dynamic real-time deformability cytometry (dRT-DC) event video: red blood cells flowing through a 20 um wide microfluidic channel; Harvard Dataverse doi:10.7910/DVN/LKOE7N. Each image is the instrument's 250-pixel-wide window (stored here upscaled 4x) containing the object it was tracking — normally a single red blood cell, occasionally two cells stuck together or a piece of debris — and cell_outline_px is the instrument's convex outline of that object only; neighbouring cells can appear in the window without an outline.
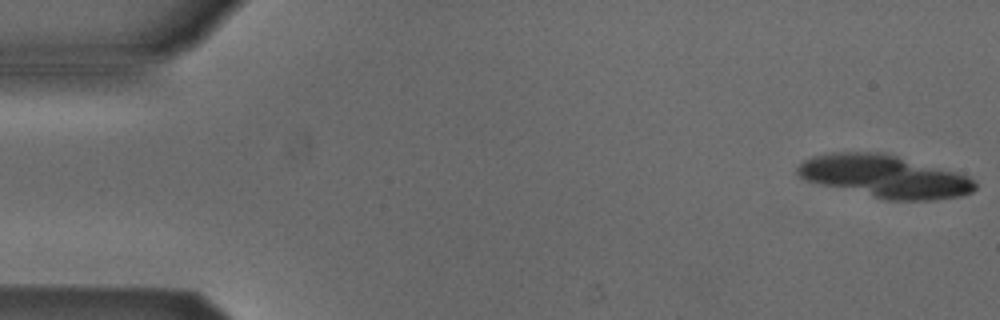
{"species": "Egyptian fruit bat (a non-hibernating species)", "species_latin": "Rousettus aegyptiacus", "temperature_condition": "cold", "stored_images_in_passage": 6, "segment_of_instrument_passage": [1, 2], "camera_frame_rate_fps": 3000, "um_per_image_px": 0.085, "animal": {"sex": "male"}, "frame": {"image": 1, "passage_image": 1, "time_ms": 0.0, "image_size_px": [1000, 320], "cell_outline_px": [[976, 188], [972, 192], [960, 196], [932, 200], [888, 200], [820, 184], [808, 180], [800, 176], [796, 172], [796, 168], [804, 160], [812, 156], [828, 152], [884, 152], [968, 176], [976, 184]], "centroid_in_image_um": [75.17, 14.98], "position_along_channel_um": 9.8, "area_um2": 43.52}}